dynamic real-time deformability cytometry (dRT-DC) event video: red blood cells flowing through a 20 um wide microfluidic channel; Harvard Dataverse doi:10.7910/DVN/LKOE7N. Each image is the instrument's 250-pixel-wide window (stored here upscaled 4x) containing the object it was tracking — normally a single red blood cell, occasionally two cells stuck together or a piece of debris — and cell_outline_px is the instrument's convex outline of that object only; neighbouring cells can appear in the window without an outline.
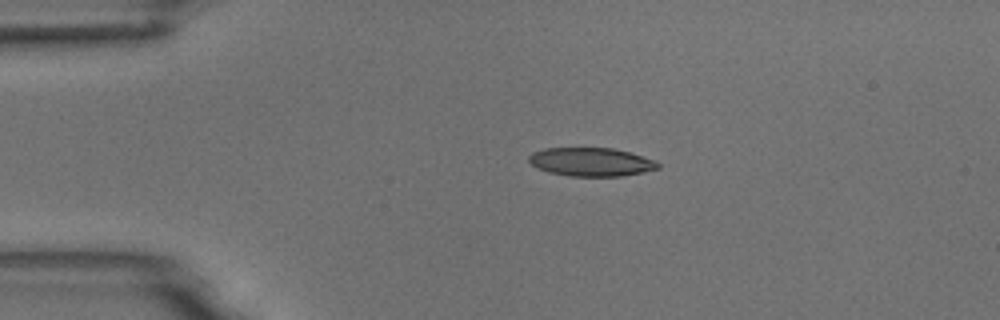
{"species": "common noctule bat (a hibernating species)", "species_latin": "Nyctalus noctula", "temperature_condition": "room temperature", "stored_images_in_passage": 44, "camera_frame_rate_fps": 3000, "um_per_image_px": 0.085, "animal": {"sex": "male", "body_mass_g": 18.8}, "frame": {"image": 1, "passage_image": 1, "time_ms": 0.0, "image_size_px": [1000, 320], "cell_outline_px": [[660, 168], [644, 172], [620, 176], [568, 176], [548, 172], [532, 164], [528, 160], [528, 156], [532, 152], [544, 148], [612, 148], [628, 152], [656, 160], [660, 164]], "centroid_in_image_um": [50.25, 13.76], "position_along_channel_um": 34.7, "area_um2": 21.44}}
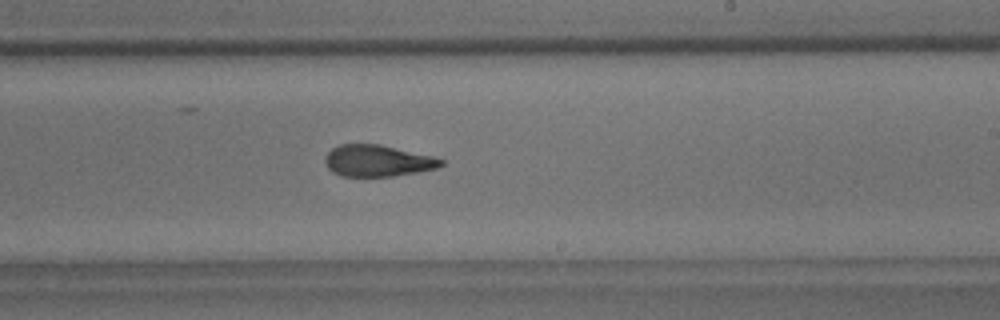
{"frame": {"image": 2, "passage_image": 22, "time_ms": 7.0, "image_size_px": [1000, 320], "cell_outline_px": [[444, 164], [436, 168], [416, 172], [392, 176], [340, 176], [332, 172], [328, 168], [324, 160], [328, 152], [332, 148], [340, 144], [380, 144], [432, 156], [444, 160]], "centroid_in_image_um": [32.07, 13.66], "position_along_channel_um": 256.9, "area_um2": 21.21}}
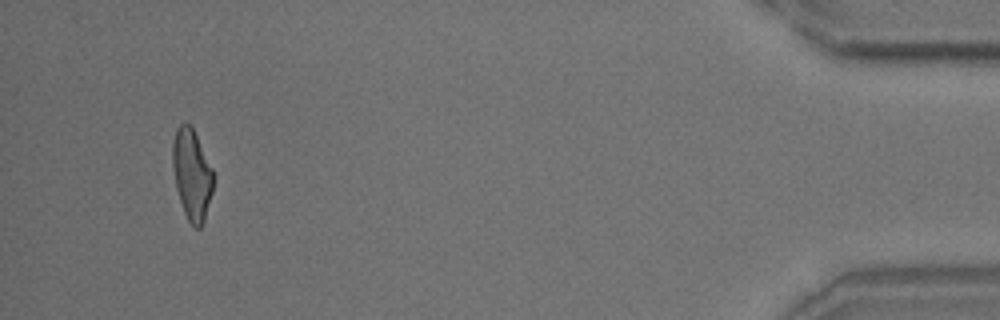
{"frame": {"image": 3, "passage_image": 41, "time_ms": 13.333, "image_size_px": [1000, 320], "cell_outline_px": [[212, 192], [204, 220], [200, 228], [196, 228], [188, 220], [184, 212], [176, 188], [172, 164], [172, 140], [176, 128], [184, 120], [192, 124], [212, 168]], "centroid_in_image_um": [16.28, 14.74], "position_along_channel_um": 418.9, "area_um2": 21.62}, "authors_computed_cell_mechanics": {"area_um2": 22.0796, "velocity_mm_per_s": 3.7207, "shape_relaxation_time_tau1_ms": 5.4457, "shape_relaxation_time_tau2_ms": 2.1851, "deformation_change_tau1": 0.1816, "deformation_change_tau2": 0.0959}}